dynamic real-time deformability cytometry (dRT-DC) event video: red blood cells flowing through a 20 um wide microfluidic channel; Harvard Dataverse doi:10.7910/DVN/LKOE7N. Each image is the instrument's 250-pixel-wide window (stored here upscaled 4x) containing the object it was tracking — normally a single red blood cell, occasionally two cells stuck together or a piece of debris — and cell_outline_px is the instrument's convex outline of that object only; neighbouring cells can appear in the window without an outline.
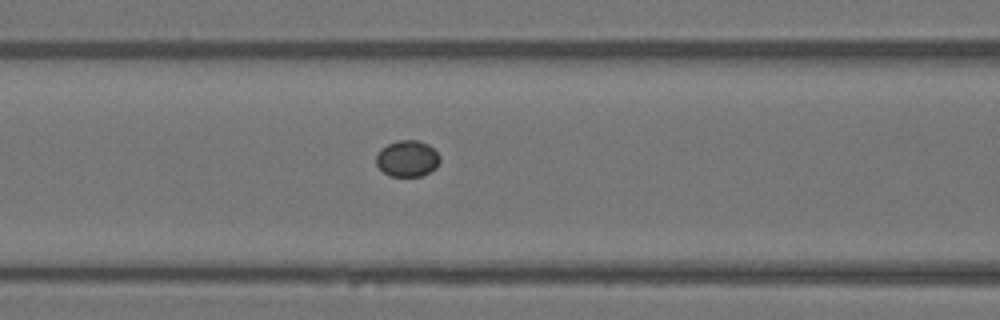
{"species": "Egyptian fruit bat (a non-hibernating species)", "species_latin": "Rousettus aegyptiacus", "temperature_condition": "warm", "stored_images_in_passage": 7, "camera_frame_rate_fps": 3000, "um_per_image_px": 0.085, "animal": {"sex": "female"}, "frame": {"image": 1, "passage_image": 6, "time_ms": 1.667, "image_size_px": [1000, 320], "cell_outline_px": [[440, 160], [436, 168], [420, 176], [388, 176], [376, 164], [376, 152], [380, 148], [396, 140], [416, 140], [428, 144], [440, 156]], "centroid_in_image_um": [34.59, 13.47], "position_along_channel_um": 132.0, "area_um2": 13.53}}